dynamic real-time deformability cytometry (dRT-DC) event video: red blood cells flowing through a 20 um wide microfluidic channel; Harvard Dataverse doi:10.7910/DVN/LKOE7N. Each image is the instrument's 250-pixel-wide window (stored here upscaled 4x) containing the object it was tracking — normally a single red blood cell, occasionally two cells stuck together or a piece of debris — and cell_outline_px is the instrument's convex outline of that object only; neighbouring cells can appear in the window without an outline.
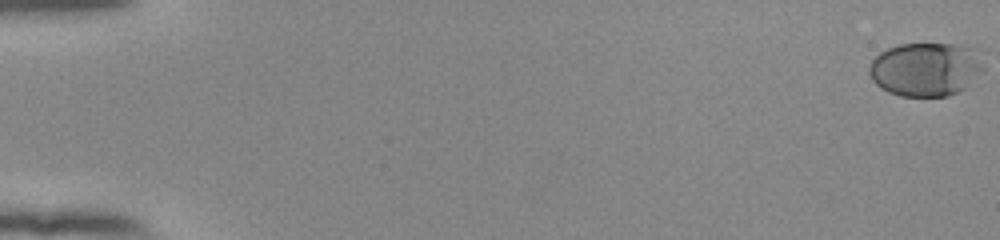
{"species": "human", "species_latin": "Homo sapiens", "temperature_condition": "room temperature", "stored_images_in_passage": 55, "camera_frame_rate_fps": 3000, "um_per_image_px": 0.085, "donor": {"sex": "female"}, "frame": {"image": 1, "passage_image": 1, "time_ms": 0.0, "image_size_px": [1000, 240], "cell_outline_px": [[984, 68], [964, 88], [948, 96], [900, 96], [888, 92], [880, 88], [872, 80], [868, 72], [868, 68], [872, 60], [880, 52], [888, 48], [900, 44], [956, 44], [984, 48]], "centroid_in_image_um": [78.74, 5.85], "position_along_channel_um": 6.3, "area_um2": 36.53}}
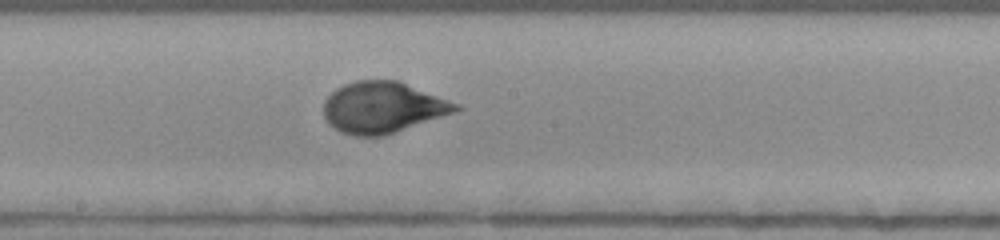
{"frame": {"image": 2, "passage_image": 32, "time_ms": 10.333, "image_size_px": [1000, 240], "cell_outline_px": [[464, 108], [456, 112], [384, 136], [356, 136], [340, 132], [328, 124], [324, 116], [324, 100], [336, 88], [344, 84], [356, 80], [400, 80], [460, 104]], "centroid_in_image_um": [32.56, 9.13], "position_along_channel_um": 215.6, "area_um2": 39.82}}
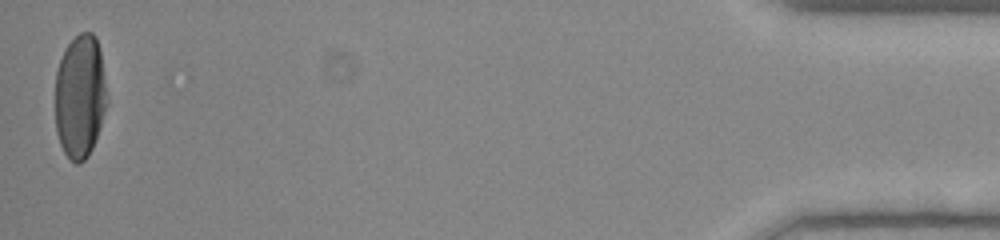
{"frame": {"image": 3, "passage_image": 55, "time_ms": 18.0, "image_size_px": [1000, 240], "cell_outline_px": [[108, 104], [100, 128], [92, 148], [88, 156], [80, 164], [76, 164], [64, 152], [60, 144], [56, 132], [56, 72], [64, 48], [80, 32], [92, 32], [96, 36], [100, 52]], "centroid_in_image_um": [6.81, 8.2], "position_along_channel_um": 428.4, "area_um2": 37.4}, "authors_computed_cell_mechanics": {"area_um2": 37.1654, "velocity_mm_per_s": 3.8677, "shape_relaxation_time_tau1_ms": 4.681, "shape_relaxation_time_tau2_ms": null, "deformation_change_tau1": 0.1858, "deformation_change_tau2": null}}